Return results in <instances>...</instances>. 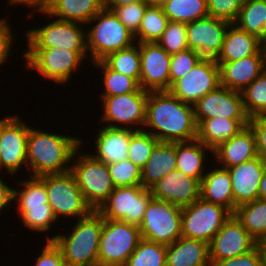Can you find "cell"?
<instances>
[{"instance_id": "6da1fadb", "label": "cell", "mask_w": 266, "mask_h": 266, "mask_svg": "<svg viewBox=\"0 0 266 266\" xmlns=\"http://www.w3.org/2000/svg\"><path fill=\"white\" fill-rule=\"evenodd\" d=\"M144 131L159 142H187L197 137L193 105L183 103L169 91H149ZM149 131H148V130Z\"/></svg>"}, {"instance_id": "7a4b0ae2", "label": "cell", "mask_w": 266, "mask_h": 266, "mask_svg": "<svg viewBox=\"0 0 266 266\" xmlns=\"http://www.w3.org/2000/svg\"><path fill=\"white\" fill-rule=\"evenodd\" d=\"M80 145L85 146L82 139L30 126L27 137V170L30 168L31 173L28 176L40 177L70 171L73 154Z\"/></svg>"}, {"instance_id": "3957f363", "label": "cell", "mask_w": 266, "mask_h": 266, "mask_svg": "<svg viewBox=\"0 0 266 266\" xmlns=\"http://www.w3.org/2000/svg\"><path fill=\"white\" fill-rule=\"evenodd\" d=\"M70 233H57L47 240H53L61 249L67 266H98L100 234L103 227V217L92 211L88 216L75 219Z\"/></svg>"}, {"instance_id": "277c9868", "label": "cell", "mask_w": 266, "mask_h": 266, "mask_svg": "<svg viewBox=\"0 0 266 266\" xmlns=\"http://www.w3.org/2000/svg\"><path fill=\"white\" fill-rule=\"evenodd\" d=\"M86 49L91 63L102 61L110 53L131 47L136 43L132 33L117 17L113 10L103 8L87 24Z\"/></svg>"}, {"instance_id": "5b68a950", "label": "cell", "mask_w": 266, "mask_h": 266, "mask_svg": "<svg viewBox=\"0 0 266 266\" xmlns=\"http://www.w3.org/2000/svg\"><path fill=\"white\" fill-rule=\"evenodd\" d=\"M82 147L80 145L74 152L70 171L74 175L87 204L93 211H97L115 186L107 164L96 159L92 153L83 155L80 152Z\"/></svg>"}, {"instance_id": "8992f818", "label": "cell", "mask_w": 266, "mask_h": 266, "mask_svg": "<svg viewBox=\"0 0 266 266\" xmlns=\"http://www.w3.org/2000/svg\"><path fill=\"white\" fill-rule=\"evenodd\" d=\"M25 65L30 70H35L44 78L55 84H66L71 80L74 71L87 60V50H69L55 48H27L23 52ZM85 58V59H84Z\"/></svg>"}, {"instance_id": "52a82bcc", "label": "cell", "mask_w": 266, "mask_h": 266, "mask_svg": "<svg viewBox=\"0 0 266 266\" xmlns=\"http://www.w3.org/2000/svg\"><path fill=\"white\" fill-rule=\"evenodd\" d=\"M141 239L139 226L103 218L98 266H124Z\"/></svg>"}, {"instance_id": "ba28073f", "label": "cell", "mask_w": 266, "mask_h": 266, "mask_svg": "<svg viewBox=\"0 0 266 266\" xmlns=\"http://www.w3.org/2000/svg\"><path fill=\"white\" fill-rule=\"evenodd\" d=\"M48 204L56 219L88 216L93 210L84 199L71 171L44 175Z\"/></svg>"}, {"instance_id": "9c48e42d", "label": "cell", "mask_w": 266, "mask_h": 266, "mask_svg": "<svg viewBox=\"0 0 266 266\" xmlns=\"http://www.w3.org/2000/svg\"><path fill=\"white\" fill-rule=\"evenodd\" d=\"M182 207L152 198L139 225L142 239L170 245L181 235Z\"/></svg>"}, {"instance_id": "30bf717a", "label": "cell", "mask_w": 266, "mask_h": 266, "mask_svg": "<svg viewBox=\"0 0 266 266\" xmlns=\"http://www.w3.org/2000/svg\"><path fill=\"white\" fill-rule=\"evenodd\" d=\"M231 214L227 208L200 197L192 204L182 207L181 235L209 244Z\"/></svg>"}, {"instance_id": "8fae6325", "label": "cell", "mask_w": 266, "mask_h": 266, "mask_svg": "<svg viewBox=\"0 0 266 266\" xmlns=\"http://www.w3.org/2000/svg\"><path fill=\"white\" fill-rule=\"evenodd\" d=\"M147 98L148 91L142 88L137 92L100 97L103 105L101 122L112 128L143 130ZM135 125L137 127L134 128Z\"/></svg>"}, {"instance_id": "7c38bea8", "label": "cell", "mask_w": 266, "mask_h": 266, "mask_svg": "<svg viewBox=\"0 0 266 266\" xmlns=\"http://www.w3.org/2000/svg\"><path fill=\"white\" fill-rule=\"evenodd\" d=\"M152 198L151 190L145 189L142 185L115 187L97 212L104 219L139 226Z\"/></svg>"}, {"instance_id": "4fadbf2b", "label": "cell", "mask_w": 266, "mask_h": 266, "mask_svg": "<svg viewBox=\"0 0 266 266\" xmlns=\"http://www.w3.org/2000/svg\"><path fill=\"white\" fill-rule=\"evenodd\" d=\"M80 23L55 18L49 24L25 32L27 48L86 49V30Z\"/></svg>"}, {"instance_id": "5bb4252c", "label": "cell", "mask_w": 266, "mask_h": 266, "mask_svg": "<svg viewBox=\"0 0 266 266\" xmlns=\"http://www.w3.org/2000/svg\"><path fill=\"white\" fill-rule=\"evenodd\" d=\"M30 125L20 116H6L0 119V170L8 174H17L26 165L27 170V137ZM2 168V169H1Z\"/></svg>"}, {"instance_id": "9a60e30c", "label": "cell", "mask_w": 266, "mask_h": 266, "mask_svg": "<svg viewBox=\"0 0 266 266\" xmlns=\"http://www.w3.org/2000/svg\"><path fill=\"white\" fill-rule=\"evenodd\" d=\"M219 86V65L214 58H202L182 78L176 80L168 91L183 103L194 105Z\"/></svg>"}, {"instance_id": "2e32d148", "label": "cell", "mask_w": 266, "mask_h": 266, "mask_svg": "<svg viewBox=\"0 0 266 266\" xmlns=\"http://www.w3.org/2000/svg\"><path fill=\"white\" fill-rule=\"evenodd\" d=\"M195 120L200 121L214 117L229 119H250L243 106L242 93L219 86L208 92L194 105Z\"/></svg>"}, {"instance_id": "e0dca14e", "label": "cell", "mask_w": 266, "mask_h": 266, "mask_svg": "<svg viewBox=\"0 0 266 266\" xmlns=\"http://www.w3.org/2000/svg\"><path fill=\"white\" fill-rule=\"evenodd\" d=\"M256 242L236 216L231 214L209 243V259L221 261L245 254L256 247Z\"/></svg>"}, {"instance_id": "ac0fdd59", "label": "cell", "mask_w": 266, "mask_h": 266, "mask_svg": "<svg viewBox=\"0 0 266 266\" xmlns=\"http://www.w3.org/2000/svg\"><path fill=\"white\" fill-rule=\"evenodd\" d=\"M141 58L140 88L146 91H168L170 57L157 42L139 43Z\"/></svg>"}, {"instance_id": "d6986e66", "label": "cell", "mask_w": 266, "mask_h": 266, "mask_svg": "<svg viewBox=\"0 0 266 266\" xmlns=\"http://www.w3.org/2000/svg\"><path fill=\"white\" fill-rule=\"evenodd\" d=\"M231 23L207 16L186 23L187 46L203 58H216Z\"/></svg>"}, {"instance_id": "ffe728a7", "label": "cell", "mask_w": 266, "mask_h": 266, "mask_svg": "<svg viewBox=\"0 0 266 266\" xmlns=\"http://www.w3.org/2000/svg\"><path fill=\"white\" fill-rule=\"evenodd\" d=\"M200 184L201 181L174 169L150 190L153 198L184 207L200 198Z\"/></svg>"}, {"instance_id": "44dd1931", "label": "cell", "mask_w": 266, "mask_h": 266, "mask_svg": "<svg viewBox=\"0 0 266 266\" xmlns=\"http://www.w3.org/2000/svg\"><path fill=\"white\" fill-rule=\"evenodd\" d=\"M266 170V161L260 156L228 168L235 209L259 198V185Z\"/></svg>"}, {"instance_id": "7402d4cb", "label": "cell", "mask_w": 266, "mask_h": 266, "mask_svg": "<svg viewBox=\"0 0 266 266\" xmlns=\"http://www.w3.org/2000/svg\"><path fill=\"white\" fill-rule=\"evenodd\" d=\"M217 64L220 70V85L241 92L266 69V55H250Z\"/></svg>"}, {"instance_id": "603a6c76", "label": "cell", "mask_w": 266, "mask_h": 266, "mask_svg": "<svg viewBox=\"0 0 266 266\" xmlns=\"http://www.w3.org/2000/svg\"><path fill=\"white\" fill-rule=\"evenodd\" d=\"M212 155L216 158V163L226 169L258 157L253 130L249 125L245 126L235 136L215 148Z\"/></svg>"}, {"instance_id": "cb8c5ba5", "label": "cell", "mask_w": 266, "mask_h": 266, "mask_svg": "<svg viewBox=\"0 0 266 266\" xmlns=\"http://www.w3.org/2000/svg\"><path fill=\"white\" fill-rule=\"evenodd\" d=\"M97 132L92 154L96 159L112 164L128 158V146L134 130L103 125Z\"/></svg>"}, {"instance_id": "d4e9b609", "label": "cell", "mask_w": 266, "mask_h": 266, "mask_svg": "<svg viewBox=\"0 0 266 266\" xmlns=\"http://www.w3.org/2000/svg\"><path fill=\"white\" fill-rule=\"evenodd\" d=\"M250 55H266L262 41L231 23L216 62H232Z\"/></svg>"}, {"instance_id": "484cf974", "label": "cell", "mask_w": 266, "mask_h": 266, "mask_svg": "<svg viewBox=\"0 0 266 266\" xmlns=\"http://www.w3.org/2000/svg\"><path fill=\"white\" fill-rule=\"evenodd\" d=\"M166 266H211L209 244L202 240L180 237L167 245Z\"/></svg>"}, {"instance_id": "4316f807", "label": "cell", "mask_w": 266, "mask_h": 266, "mask_svg": "<svg viewBox=\"0 0 266 266\" xmlns=\"http://www.w3.org/2000/svg\"><path fill=\"white\" fill-rule=\"evenodd\" d=\"M213 168L207 170L201 180L200 197L227 208L233 214L234 197L229 171L221 166Z\"/></svg>"}, {"instance_id": "83f0119b", "label": "cell", "mask_w": 266, "mask_h": 266, "mask_svg": "<svg viewBox=\"0 0 266 266\" xmlns=\"http://www.w3.org/2000/svg\"><path fill=\"white\" fill-rule=\"evenodd\" d=\"M176 169V142H158L150 158L141 168V185L150 189L169 172Z\"/></svg>"}, {"instance_id": "f1b7e54d", "label": "cell", "mask_w": 266, "mask_h": 266, "mask_svg": "<svg viewBox=\"0 0 266 266\" xmlns=\"http://www.w3.org/2000/svg\"><path fill=\"white\" fill-rule=\"evenodd\" d=\"M103 9L102 0H53L45 11H38L51 19L87 23Z\"/></svg>"}, {"instance_id": "f546056e", "label": "cell", "mask_w": 266, "mask_h": 266, "mask_svg": "<svg viewBox=\"0 0 266 266\" xmlns=\"http://www.w3.org/2000/svg\"><path fill=\"white\" fill-rule=\"evenodd\" d=\"M249 119H229L214 117L197 124L196 139L212 151L227 139L235 136L242 128L248 126Z\"/></svg>"}, {"instance_id": "4dcf8cb0", "label": "cell", "mask_w": 266, "mask_h": 266, "mask_svg": "<svg viewBox=\"0 0 266 266\" xmlns=\"http://www.w3.org/2000/svg\"><path fill=\"white\" fill-rule=\"evenodd\" d=\"M209 152L213 154L210 148L197 139L176 142V169L201 181L206 173L205 171H207L206 168H208L204 165L207 160L206 153L208 154Z\"/></svg>"}, {"instance_id": "1f68e13d", "label": "cell", "mask_w": 266, "mask_h": 266, "mask_svg": "<svg viewBox=\"0 0 266 266\" xmlns=\"http://www.w3.org/2000/svg\"><path fill=\"white\" fill-rule=\"evenodd\" d=\"M234 24L263 42L266 37V0H244Z\"/></svg>"}, {"instance_id": "d6a6232c", "label": "cell", "mask_w": 266, "mask_h": 266, "mask_svg": "<svg viewBox=\"0 0 266 266\" xmlns=\"http://www.w3.org/2000/svg\"><path fill=\"white\" fill-rule=\"evenodd\" d=\"M233 214L256 241L266 233V200L258 198L242 204Z\"/></svg>"}, {"instance_id": "836d02e7", "label": "cell", "mask_w": 266, "mask_h": 266, "mask_svg": "<svg viewBox=\"0 0 266 266\" xmlns=\"http://www.w3.org/2000/svg\"><path fill=\"white\" fill-rule=\"evenodd\" d=\"M160 6L169 21L189 23L209 16L206 0H167Z\"/></svg>"}, {"instance_id": "e575fe53", "label": "cell", "mask_w": 266, "mask_h": 266, "mask_svg": "<svg viewBox=\"0 0 266 266\" xmlns=\"http://www.w3.org/2000/svg\"><path fill=\"white\" fill-rule=\"evenodd\" d=\"M168 22L169 19L160 5L149 4L141 20L140 27L134 34L136 43L157 42L167 28Z\"/></svg>"}, {"instance_id": "d590c367", "label": "cell", "mask_w": 266, "mask_h": 266, "mask_svg": "<svg viewBox=\"0 0 266 266\" xmlns=\"http://www.w3.org/2000/svg\"><path fill=\"white\" fill-rule=\"evenodd\" d=\"M102 61L113 71L134 78L139 83L141 76L139 43H135L129 48L110 53Z\"/></svg>"}, {"instance_id": "8d00e7d4", "label": "cell", "mask_w": 266, "mask_h": 266, "mask_svg": "<svg viewBox=\"0 0 266 266\" xmlns=\"http://www.w3.org/2000/svg\"><path fill=\"white\" fill-rule=\"evenodd\" d=\"M29 177V179L20 180L17 183L21 188H14L13 190V200L16 201L17 208L37 207L48 204L44 175L40 177Z\"/></svg>"}, {"instance_id": "74e56055", "label": "cell", "mask_w": 266, "mask_h": 266, "mask_svg": "<svg viewBox=\"0 0 266 266\" xmlns=\"http://www.w3.org/2000/svg\"><path fill=\"white\" fill-rule=\"evenodd\" d=\"M92 65L96 68H100L103 72L102 83L104 82V91L101 97H111L137 92L140 89L139 83L134 78L113 71L103 61H96Z\"/></svg>"}, {"instance_id": "f35d334b", "label": "cell", "mask_w": 266, "mask_h": 266, "mask_svg": "<svg viewBox=\"0 0 266 266\" xmlns=\"http://www.w3.org/2000/svg\"><path fill=\"white\" fill-rule=\"evenodd\" d=\"M167 245L141 239L124 266H166Z\"/></svg>"}, {"instance_id": "ab89813d", "label": "cell", "mask_w": 266, "mask_h": 266, "mask_svg": "<svg viewBox=\"0 0 266 266\" xmlns=\"http://www.w3.org/2000/svg\"><path fill=\"white\" fill-rule=\"evenodd\" d=\"M241 93L249 118L266 116V69Z\"/></svg>"}, {"instance_id": "60d3db41", "label": "cell", "mask_w": 266, "mask_h": 266, "mask_svg": "<svg viewBox=\"0 0 266 266\" xmlns=\"http://www.w3.org/2000/svg\"><path fill=\"white\" fill-rule=\"evenodd\" d=\"M20 219L28 230L42 232L51 230V225L57 222L51 206L44 204V206L17 208Z\"/></svg>"}, {"instance_id": "b9f144b4", "label": "cell", "mask_w": 266, "mask_h": 266, "mask_svg": "<svg viewBox=\"0 0 266 266\" xmlns=\"http://www.w3.org/2000/svg\"><path fill=\"white\" fill-rule=\"evenodd\" d=\"M158 139L144 130L135 131L130 138L128 158L138 167L142 168L150 158L152 148Z\"/></svg>"}, {"instance_id": "7bdbcfd3", "label": "cell", "mask_w": 266, "mask_h": 266, "mask_svg": "<svg viewBox=\"0 0 266 266\" xmlns=\"http://www.w3.org/2000/svg\"><path fill=\"white\" fill-rule=\"evenodd\" d=\"M107 167L115 187L141 185V168L129 158Z\"/></svg>"}, {"instance_id": "ee69618b", "label": "cell", "mask_w": 266, "mask_h": 266, "mask_svg": "<svg viewBox=\"0 0 266 266\" xmlns=\"http://www.w3.org/2000/svg\"><path fill=\"white\" fill-rule=\"evenodd\" d=\"M157 43L170 55L188 49L186 23L169 21Z\"/></svg>"}, {"instance_id": "f6af8a7d", "label": "cell", "mask_w": 266, "mask_h": 266, "mask_svg": "<svg viewBox=\"0 0 266 266\" xmlns=\"http://www.w3.org/2000/svg\"><path fill=\"white\" fill-rule=\"evenodd\" d=\"M203 57L195 50L186 49L171 54L170 57V87L178 79L190 71Z\"/></svg>"}, {"instance_id": "bcb514c9", "label": "cell", "mask_w": 266, "mask_h": 266, "mask_svg": "<svg viewBox=\"0 0 266 266\" xmlns=\"http://www.w3.org/2000/svg\"><path fill=\"white\" fill-rule=\"evenodd\" d=\"M149 1H139L132 4L117 6L113 12L117 15L118 19L132 32L136 33L140 27L141 20L144 16Z\"/></svg>"}, {"instance_id": "7dc6e473", "label": "cell", "mask_w": 266, "mask_h": 266, "mask_svg": "<svg viewBox=\"0 0 266 266\" xmlns=\"http://www.w3.org/2000/svg\"><path fill=\"white\" fill-rule=\"evenodd\" d=\"M209 16L235 23L244 0H206Z\"/></svg>"}, {"instance_id": "c3c4849f", "label": "cell", "mask_w": 266, "mask_h": 266, "mask_svg": "<svg viewBox=\"0 0 266 266\" xmlns=\"http://www.w3.org/2000/svg\"><path fill=\"white\" fill-rule=\"evenodd\" d=\"M210 263L211 266H265L257 246L245 254Z\"/></svg>"}, {"instance_id": "681fc988", "label": "cell", "mask_w": 266, "mask_h": 266, "mask_svg": "<svg viewBox=\"0 0 266 266\" xmlns=\"http://www.w3.org/2000/svg\"><path fill=\"white\" fill-rule=\"evenodd\" d=\"M41 251L34 266H67L61 249L53 240H46L45 247Z\"/></svg>"}, {"instance_id": "f907efd6", "label": "cell", "mask_w": 266, "mask_h": 266, "mask_svg": "<svg viewBox=\"0 0 266 266\" xmlns=\"http://www.w3.org/2000/svg\"><path fill=\"white\" fill-rule=\"evenodd\" d=\"M15 33L12 32L8 16L0 18V66L7 62L12 52V43Z\"/></svg>"}, {"instance_id": "816d5d0a", "label": "cell", "mask_w": 266, "mask_h": 266, "mask_svg": "<svg viewBox=\"0 0 266 266\" xmlns=\"http://www.w3.org/2000/svg\"><path fill=\"white\" fill-rule=\"evenodd\" d=\"M248 125L256 138L258 156L266 161V116L250 118Z\"/></svg>"}, {"instance_id": "f5cc1de1", "label": "cell", "mask_w": 266, "mask_h": 266, "mask_svg": "<svg viewBox=\"0 0 266 266\" xmlns=\"http://www.w3.org/2000/svg\"><path fill=\"white\" fill-rule=\"evenodd\" d=\"M1 176V175H0ZM13 190L14 188H11L3 181V178L0 177V213L3 211L6 207H10L13 200Z\"/></svg>"}, {"instance_id": "db71d44e", "label": "cell", "mask_w": 266, "mask_h": 266, "mask_svg": "<svg viewBox=\"0 0 266 266\" xmlns=\"http://www.w3.org/2000/svg\"><path fill=\"white\" fill-rule=\"evenodd\" d=\"M8 4L13 6L15 5H25L29 6L36 11H45L46 8L52 3L53 0H8Z\"/></svg>"}, {"instance_id": "11a10c76", "label": "cell", "mask_w": 266, "mask_h": 266, "mask_svg": "<svg viewBox=\"0 0 266 266\" xmlns=\"http://www.w3.org/2000/svg\"><path fill=\"white\" fill-rule=\"evenodd\" d=\"M144 0H102L103 8L113 10L117 6L136 3Z\"/></svg>"}, {"instance_id": "9f6ffc18", "label": "cell", "mask_w": 266, "mask_h": 266, "mask_svg": "<svg viewBox=\"0 0 266 266\" xmlns=\"http://www.w3.org/2000/svg\"><path fill=\"white\" fill-rule=\"evenodd\" d=\"M256 246L260 251L264 265L266 266V233L256 242Z\"/></svg>"}, {"instance_id": "6f0895ef", "label": "cell", "mask_w": 266, "mask_h": 266, "mask_svg": "<svg viewBox=\"0 0 266 266\" xmlns=\"http://www.w3.org/2000/svg\"><path fill=\"white\" fill-rule=\"evenodd\" d=\"M259 198L266 200V170L262 175V179L259 185Z\"/></svg>"}, {"instance_id": "680465c9", "label": "cell", "mask_w": 266, "mask_h": 266, "mask_svg": "<svg viewBox=\"0 0 266 266\" xmlns=\"http://www.w3.org/2000/svg\"><path fill=\"white\" fill-rule=\"evenodd\" d=\"M167 0H155V5H162Z\"/></svg>"}, {"instance_id": "91938a15", "label": "cell", "mask_w": 266, "mask_h": 266, "mask_svg": "<svg viewBox=\"0 0 266 266\" xmlns=\"http://www.w3.org/2000/svg\"><path fill=\"white\" fill-rule=\"evenodd\" d=\"M262 44H263V47L266 49V37H265L264 41L262 42Z\"/></svg>"}, {"instance_id": "94428289", "label": "cell", "mask_w": 266, "mask_h": 266, "mask_svg": "<svg viewBox=\"0 0 266 266\" xmlns=\"http://www.w3.org/2000/svg\"><path fill=\"white\" fill-rule=\"evenodd\" d=\"M150 2V4H154L155 5V0H147Z\"/></svg>"}]
</instances>
